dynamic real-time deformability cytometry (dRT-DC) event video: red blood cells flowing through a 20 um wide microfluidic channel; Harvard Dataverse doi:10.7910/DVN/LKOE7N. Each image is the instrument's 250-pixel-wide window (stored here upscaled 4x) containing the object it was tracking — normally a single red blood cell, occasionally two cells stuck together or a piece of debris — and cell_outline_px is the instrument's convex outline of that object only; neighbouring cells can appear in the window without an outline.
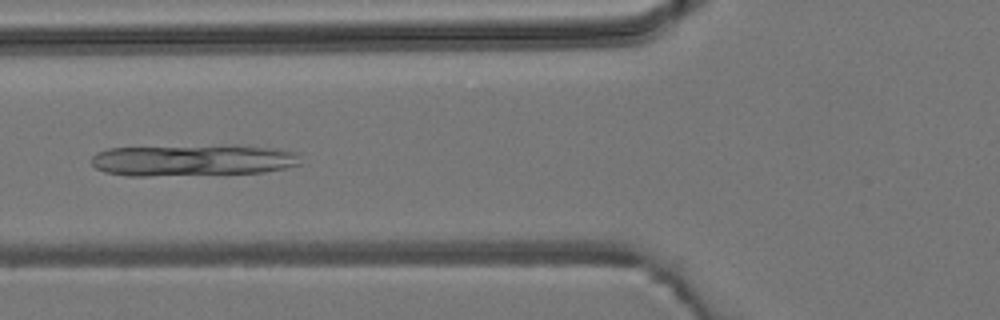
{"species": "common noctule bat (a hibernating species)", "species_latin": "Nyctalus noctula", "temperature_condition": "room temperature", "stored_images_in_passage": 5, "camera_frame_rate_fps": 3000, "um_per_image_px": 0.085, "animal": {"sex": "male", "body_mass_g": 19.2, "forearm_length_mm": 51.8}, "frame": {"image": 1, "passage_image": 5, "time_ms": 4.667, "image_size_px": [1000, 320], "cell_outline_px": [[300, 164], [284, 168], [264, 172], [148, 176], [128, 176], [104, 172], [96, 168], [92, 164], [92, 156], [96, 152], [108, 148], [228, 144], [236, 144], [276, 148], [296, 152]], "centroid_in_image_um": [16.37, 13.59], "position_along_channel_um": 109.4, "area_um2": 39.02}}